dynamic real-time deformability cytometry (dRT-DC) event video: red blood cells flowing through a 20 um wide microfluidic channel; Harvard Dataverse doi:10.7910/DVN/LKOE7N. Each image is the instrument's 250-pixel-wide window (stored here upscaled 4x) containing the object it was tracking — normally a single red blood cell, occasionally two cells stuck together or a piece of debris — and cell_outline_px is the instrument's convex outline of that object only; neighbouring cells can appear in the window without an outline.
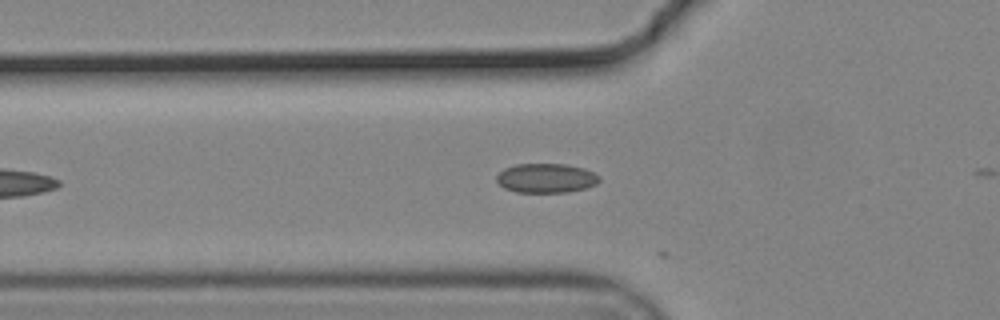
{"species": "common noctule bat (a hibernating species)", "species_latin": "Nyctalus noctula", "temperature_condition": "cold", "stored_images_in_passage": 3, "camera_frame_rate_fps": 3000, "um_per_image_px": 0.085, "animal": {"sex": "male", "body_mass_g": 19.2, "forearm_length_mm": 51.8}, "frame": {"image": 1, "passage_image": 2, "time_ms": 0.333, "image_size_px": [1000, 320], "cell_outline_px": [[600, 180], [596, 184], [584, 188], [568, 192], [516, 192], [504, 188], [496, 180], [496, 176], [504, 168], [516, 164], [564, 164], [584, 168], [600, 176]], "centroid_in_image_um": [46.41, 15.14], "position_along_channel_um": 79.4, "area_um2": 17.51}}